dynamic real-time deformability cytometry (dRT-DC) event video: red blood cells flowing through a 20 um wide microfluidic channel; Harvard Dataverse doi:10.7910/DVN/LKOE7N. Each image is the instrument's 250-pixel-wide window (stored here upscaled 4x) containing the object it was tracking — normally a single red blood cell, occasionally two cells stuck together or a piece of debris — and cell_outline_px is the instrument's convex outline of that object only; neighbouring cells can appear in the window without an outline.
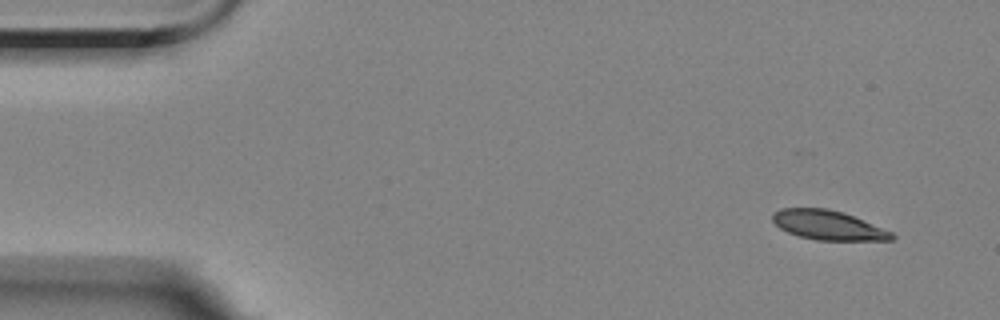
{"species": "Egyptian fruit bat (a non-hibernating species)", "species_latin": "Rousettus aegyptiacus", "temperature_condition": "room temperature", "stored_images_in_passage": 5, "camera_frame_rate_fps": 3000, "um_per_image_px": 0.085, "animal": {"sex": "female"}, "frame": {"image": 1, "passage_image": 1, "time_ms": 0.0, "image_size_px": [1000, 320], "cell_outline_px": [[896, 236], [892, 240], [816, 240], [800, 236], [788, 232], [780, 228], [772, 220], [772, 212], [780, 208], [828, 208], [844, 212], [892, 232]], "centroid_in_image_um": [70.37, 19.13], "position_along_channel_um": 14.6, "area_um2": 20.4}}
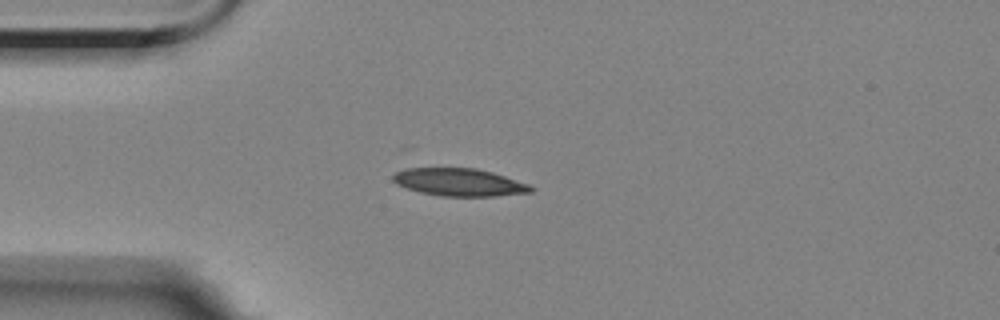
{"frame": {"image": 2, "passage_image": 4, "time_ms": 3.333, "image_size_px": [1000, 320], "cell_outline_px": [[536, 188], [532, 192], [496, 196], [440, 196], [420, 192], [396, 184], [392, 180], [392, 176], [396, 172], [404, 168], [476, 168], [492, 172], [528, 184]], "centroid_in_image_um": [39.03, 15.49], "position_along_channel_um": 46.0, "area_um2": 22.2}}